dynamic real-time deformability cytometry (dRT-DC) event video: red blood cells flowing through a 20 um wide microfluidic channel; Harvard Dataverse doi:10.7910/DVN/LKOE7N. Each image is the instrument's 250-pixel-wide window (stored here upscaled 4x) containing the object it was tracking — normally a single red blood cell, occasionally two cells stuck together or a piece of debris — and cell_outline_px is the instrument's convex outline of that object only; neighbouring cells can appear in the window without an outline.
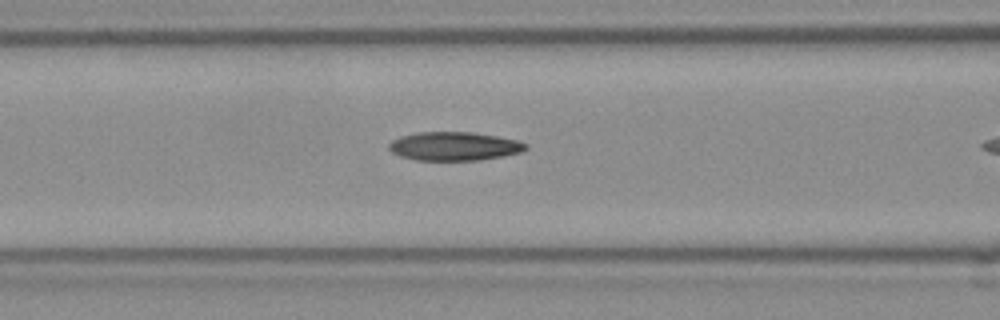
{"species": "Egyptian fruit bat (a non-hibernating species)", "species_latin": "Rousettus aegyptiacus", "temperature_condition": "room temperature", "stored_images_in_passage": 10, "camera_frame_rate_fps": 3000, "um_per_image_px": 0.085, "frame": {"image": 1, "passage_image": 9, "time_ms": 2.667, "image_size_px": [1000, 320], "cell_outline_px": [[528, 148], [520, 152], [480, 160], [416, 160], [400, 156], [392, 152], [388, 148], [388, 144], [392, 140], [400, 136], [420, 132], [472, 132], [496, 136], [516, 140], [528, 144]], "centroid_in_image_um": [38.58, 12.43], "position_along_channel_um": 128.0, "area_um2": 22.72}}